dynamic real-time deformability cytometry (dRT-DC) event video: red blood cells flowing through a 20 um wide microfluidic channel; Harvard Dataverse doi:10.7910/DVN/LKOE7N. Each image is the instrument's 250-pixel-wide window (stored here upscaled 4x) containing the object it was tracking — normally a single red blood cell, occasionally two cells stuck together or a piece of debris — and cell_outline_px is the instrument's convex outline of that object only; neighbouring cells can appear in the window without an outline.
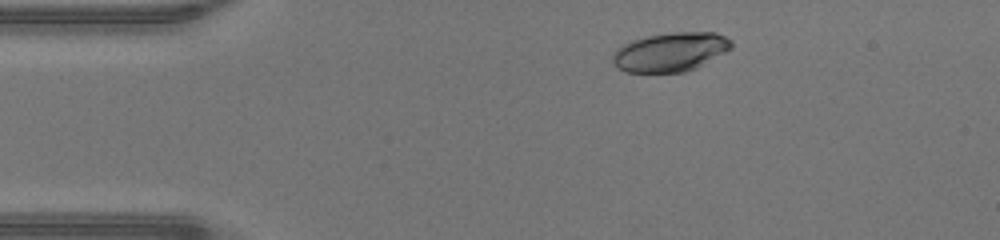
{"species": "human", "species_latin": "Homo sapiens", "temperature_condition": "warm", "stored_images_in_passage": 44, "camera_frame_rate_fps": 3000, "um_per_image_px": 0.085, "donor": {"sex": "male"}, "frame": {"image": 1, "passage_image": 5, "time_ms": 1.333, "image_size_px": [1000, 240], "cell_outline_px": [[732, 48], [696, 68], [684, 72], [624, 72], [616, 68], [612, 60], [612, 52], [616, 48], [632, 40], [648, 36], [672, 32], [716, 32], [732, 40]], "centroid_in_image_um": [56.96, 4.42], "position_along_channel_um": 28.0, "area_um2": 27.11}}
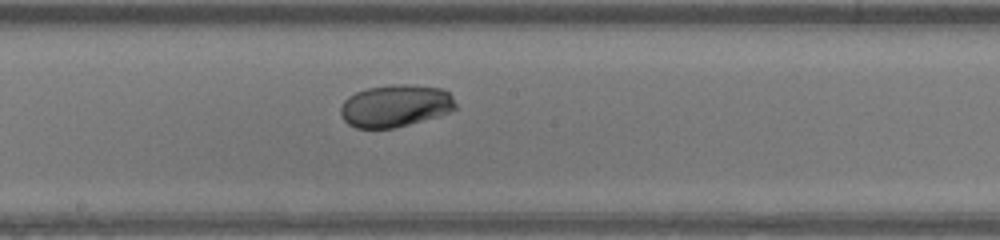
{"frame": {"image": 2, "passage_image": 22, "time_ms": 7.0, "image_size_px": [1000, 240], "cell_outline_px": [[456, 108], [448, 112], [436, 116], [408, 124], [392, 128], [356, 128], [348, 124], [340, 116], [340, 108], [344, 100], [348, 96], [356, 92], [368, 88], [392, 84], [404, 84], [444, 88], [452, 96], [456, 104]], "centroid_in_image_um": [33.58, 8.98], "position_along_channel_um": 214.6, "area_um2": 28.26}}
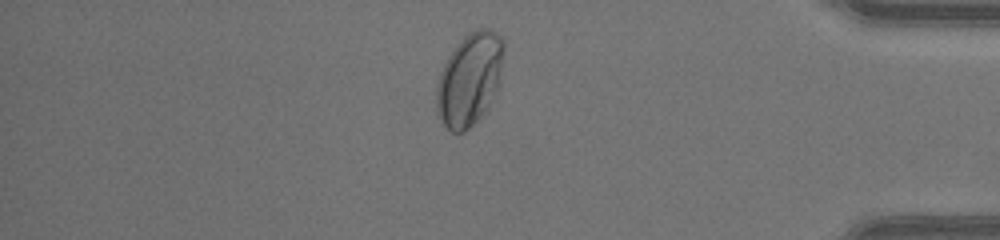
{"frame": {"image": 3, "passage_image": 37, "time_ms": 12.0, "image_size_px": [1000, 240], "cell_outline_px": [[504, 48], [500, 84], [496, 92], [484, 112], [464, 132], [452, 132], [444, 124], [436, 112], [436, 84], [440, 72], [448, 56], [456, 44], [468, 32], [476, 28], [488, 28], [496, 32], [504, 40]], "centroid_in_image_um": [39.91, 6.69], "position_along_channel_um": 395.3, "area_um2": 36.47}, "authors_computed_cell_mechanics": {"area_um2": 28.6399, "velocity_mm_per_s": 4.3207, "shape_relaxation_time_tau1_ms": 3.5898, "shape_relaxation_time_tau2_ms": null, "deformation_change_tau1": 0.1757, "deformation_change_tau2": null}}